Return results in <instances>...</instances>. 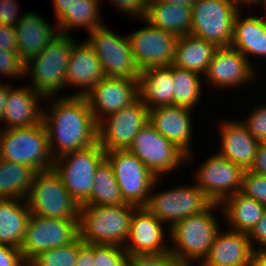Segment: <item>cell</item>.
I'll return each mask as SVG.
<instances>
[{
	"label": "cell",
	"instance_id": "7402d4cb",
	"mask_svg": "<svg viewBox=\"0 0 266 266\" xmlns=\"http://www.w3.org/2000/svg\"><path fill=\"white\" fill-rule=\"evenodd\" d=\"M44 101L45 98L29 85L25 84L21 87L12 85L8 90L2 128L13 129L41 124L42 107L46 104ZM43 102L44 104H42Z\"/></svg>",
	"mask_w": 266,
	"mask_h": 266
},
{
	"label": "cell",
	"instance_id": "8992f818",
	"mask_svg": "<svg viewBox=\"0 0 266 266\" xmlns=\"http://www.w3.org/2000/svg\"><path fill=\"white\" fill-rule=\"evenodd\" d=\"M25 200L33 215L79 220L80 205L67 191L53 168L36 172Z\"/></svg>",
	"mask_w": 266,
	"mask_h": 266
},
{
	"label": "cell",
	"instance_id": "836d02e7",
	"mask_svg": "<svg viewBox=\"0 0 266 266\" xmlns=\"http://www.w3.org/2000/svg\"><path fill=\"white\" fill-rule=\"evenodd\" d=\"M125 203L112 166L104 158L96 168L91 195L81 206H110Z\"/></svg>",
	"mask_w": 266,
	"mask_h": 266
},
{
	"label": "cell",
	"instance_id": "e0dca14e",
	"mask_svg": "<svg viewBox=\"0 0 266 266\" xmlns=\"http://www.w3.org/2000/svg\"><path fill=\"white\" fill-rule=\"evenodd\" d=\"M255 71L254 65L252 66L237 49L231 46L218 47L203 80L206 79L208 86L215 87V90L219 89V91L220 89L221 91L238 89V86L241 89V86L244 87L250 82L253 84L257 79Z\"/></svg>",
	"mask_w": 266,
	"mask_h": 266
},
{
	"label": "cell",
	"instance_id": "9a60e30c",
	"mask_svg": "<svg viewBox=\"0 0 266 266\" xmlns=\"http://www.w3.org/2000/svg\"><path fill=\"white\" fill-rule=\"evenodd\" d=\"M78 236V220L45 218L31 214L20 249L28 263L40 252L69 244Z\"/></svg>",
	"mask_w": 266,
	"mask_h": 266
},
{
	"label": "cell",
	"instance_id": "4fadbf2b",
	"mask_svg": "<svg viewBox=\"0 0 266 266\" xmlns=\"http://www.w3.org/2000/svg\"><path fill=\"white\" fill-rule=\"evenodd\" d=\"M244 172L243 168L215 152L195 168L193 181L212 203L221 204L241 191Z\"/></svg>",
	"mask_w": 266,
	"mask_h": 266
},
{
	"label": "cell",
	"instance_id": "816d5d0a",
	"mask_svg": "<svg viewBox=\"0 0 266 266\" xmlns=\"http://www.w3.org/2000/svg\"><path fill=\"white\" fill-rule=\"evenodd\" d=\"M251 266H266V250L253 252Z\"/></svg>",
	"mask_w": 266,
	"mask_h": 266
},
{
	"label": "cell",
	"instance_id": "484cf974",
	"mask_svg": "<svg viewBox=\"0 0 266 266\" xmlns=\"http://www.w3.org/2000/svg\"><path fill=\"white\" fill-rule=\"evenodd\" d=\"M241 10L234 20L231 47L240 51L250 62L255 58L266 59V15L251 14L242 18ZM242 18V19H241ZM251 56V57H250Z\"/></svg>",
	"mask_w": 266,
	"mask_h": 266
},
{
	"label": "cell",
	"instance_id": "3957f363",
	"mask_svg": "<svg viewBox=\"0 0 266 266\" xmlns=\"http://www.w3.org/2000/svg\"><path fill=\"white\" fill-rule=\"evenodd\" d=\"M73 36L60 33L25 64V77L31 82L27 84L44 98L62 97L59 94L65 88L67 64L77 43Z\"/></svg>",
	"mask_w": 266,
	"mask_h": 266
},
{
	"label": "cell",
	"instance_id": "2e32d148",
	"mask_svg": "<svg viewBox=\"0 0 266 266\" xmlns=\"http://www.w3.org/2000/svg\"><path fill=\"white\" fill-rule=\"evenodd\" d=\"M144 27L127 34L136 65L143 71L149 67L170 66L174 61L178 37L151 25L147 20Z\"/></svg>",
	"mask_w": 266,
	"mask_h": 266
},
{
	"label": "cell",
	"instance_id": "f546056e",
	"mask_svg": "<svg viewBox=\"0 0 266 266\" xmlns=\"http://www.w3.org/2000/svg\"><path fill=\"white\" fill-rule=\"evenodd\" d=\"M217 46L191 34L177 39L172 65L204 76Z\"/></svg>",
	"mask_w": 266,
	"mask_h": 266
},
{
	"label": "cell",
	"instance_id": "603a6c76",
	"mask_svg": "<svg viewBox=\"0 0 266 266\" xmlns=\"http://www.w3.org/2000/svg\"><path fill=\"white\" fill-rule=\"evenodd\" d=\"M101 62L86 40L75 44L67 64L65 87L79 88L66 96L84 97L104 78Z\"/></svg>",
	"mask_w": 266,
	"mask_h": 266
},
{
	"label": "cell",
	"instance_id": "4316f807",
	"mask_svg": "<svg viewBox=\"0 0 266 266\" xmlns=\"http://www.w3.org/2000/svg\"><path fill=\"white\" fill-rule=\"evenodd\" d=\"M221 217L226 227L249 234L266 211V206L237 192L221 203Z\"/></svg>",
	"mask_w": 266,
	"mask_h": 266
},
{
	"label": "cell",
	"instance_id": "d6986e66",
	"mask_svg": "<svg viewBox=\"0 0 266 266\" xmlns=\"http://www.w3.org/2000/svg\"><path fill=\"white\" fill-rule=\"evenodd\" d=\"M165 226L146 207H136L123 248L128 255L169 253L170 230Z\"/></svg>",
	"mask_w": 266,
	"mask_h": 266
},
{
	"label": "cell",
	"instance_id": "cb8c5ba5",
	"mask_svg": "<svg viewBox=\"0 0 266 266\" xmlns=\"http://www.w3.org/2000/svg\"><path fill=\"white\" fill-rule=\"evenodd\" d=\"M220 121L217 126L220 134V148L217 153L245 171L249 170L254 162L259 142L249 133L241 120L231 118Z\"/></svg>",
	"mask_w": 266,
	"mask_h": 266
},
{
	"label": "cell",
	"instance_id": "8d00e7d4",
	"mask_svg": "<svg viewBox=\"0 0 266 266\" xmlns=\"http://www.w3.org/2000/svg\"><path fill=\"white\" fill-rule=\"evenodd\" d=\"M128 260L123 247L94 244V266H128Z\"/></svg>",
	"mask_w": 266,
	"mask_h": 266
},
{
	"label": "cell",
	"instance_id": "f1b7e54d",
	"mask_svg": "<svg viewBox=\"0 0 266 266\" xmlns=\"http://www.w3.org/2000/svg\"><path fill=\"white\" fill-rule=\"evenodd\" d=\"M144 19L165 32L177 37L184 36L191 32L192 7L148 0Z\"/></svg>",
	"mask_w": 266,
	"mask_h": 266
},
{
	"label": "cell",
	"instance_id": "f5cc1de1",
	"mask_svg": "<svg viewBox=\"0 0 266 266\" xmlns=\"http://www.w3.org/2000/svg\"><path fill=\"white\" fill-rule=\"evenodd\" d=\"M158 1H162L164 3H171L175 5H188L192 7L194 2H196L197 0H158Z\"/></svg>",
	"mask_w": 266,
	"mask_h": 266
},
{
	"label": "cell",
	"instance_id": "ba28073f",
	"mask_svg": "<svg viewBox=\"0 0 266 266\" xmlns=\"http://www.w3.org/2000/svg\"><path fill=\"white\" fill-rule=\"evenodd\" d=\"M241 7L237 0H197L192 5L190 34L217 47L230 46L234 20Z\"/></svg>",
	"mask_w": 266,
	"mask_h": 266
},
{
	"label": "cell",
	"instance_id": "83f0119b",
	"mask_svg": "<svg viewBox=\"0 0 266 266\" xmlns=\"http://www.w3.org/2000/svg\"><path fill=\"white\" fill-rule=\"evenodd\" d=\"M173 83L172 64L146 68L140 74V98L149 110L160 106H172Z\"/></svg>",
	"mask_w": 266,
	"mask_h": 266
},
{
	"label": "cell",
	"instance_id": "e575fe53",
	"mask_svg": "<svg viewBox=\"0 0 266 266\" xmlns=\"http://www.w3.org/2000/svg\"><path fill=\"white\" fill-rule=\"evenodd\" d=\"M173 105L196 110V105L202 99L203 76L193 71L172 65ZM205 83V84H203Z\"/></svg>",
	"mask_w": 266,
	"mask_h": 266
},
{
	"label": "cell",
	"instance_id": "681fc988",
	"mask_svg": "<svg viewBox=\"0 0 266 266\" xmlns=\"http://www.w3.org/2000/svg\"><path fill=\"white\" fill-rule=\"evenodd\" d=\"M76 2V0H52V5L54 8V17L58 20L71 6Z\"/></svg>",
	"mask_w": 266,
	"mask_h": 266
},
{
	"label": "cell",
	"instance_id": "60d3db41",
	"mask_svg": "<svg viewBox=\"0 0 266 266\" xmlns=\"http://www.w3.org/2000/svg\"><path fill=\"white\" fill-rule=\"evenodd\" d=\"M24 78L25 63L21 60L18 52L3 50L0 48V77Z\"/></svg>",
	"mask_w": 266,
	"mask_h": 266
},
{
	"label": "cell",
	"instance_id": "5b68a950",
	"mask_svg": "<svg viewBox=\"0 0 266 266\" xmlns=\"http://www.w3.org/2000/svg\"><path fill=\"white\" fill-rule=\"evenodd\" d=\"M0 158L27 165L36 172L52 169L54 158L44 123L0 131Z\"/></svg>",
	"mask_w": 266,
	"mask_h": 266
},
{
	"label": "cell",
	"instance_id": "d6a6232c",
	"mask_svg": "<svg viewBox=\"0 0 266 266\" xmlns=\"http://www.w3.org/2000/svg\"><path fill=\"white\" fill-rule=\"evenodd\" d=\"M36 171L0 158V199H26Z\"/></svg>",
	"mask_w": 266,
	"mask_h": 266
},
{
	"label": "cell",
	"instance_id": "7a4b0ae2",
	"mask_svg": "<svg viewBox=\"0 0 266 266\" xmlns=\"http://www.w3.org/2000/svg\"><path fill=\"white\" fill-rule=\"evenodd\" d=\"M217 209L222 211L221 204L211 203L201 213L174 224L169 229V253L181 262L198 266L208 255L216 233L221 228V220L215 216Z\"/></svg>",
	"mask_w": 266,
	"mask_h": 266
},
{
	"label": "cell",
	"instance_id": "277c9868",
	"mask_svg": "<svg viewBox=\"0 0 266 266\" xmlns=\"http://www.w3.org/2000/svg\"><path fill=\"white\" fill-rule=\"evenodd\" d=\"M136 206H80L79 237L86 244L124 247L130 231V222Z\"/></svg>",
	"mask_w": 266,
	"mask_h": 266
},
{
	"label": "cell",
	"instance_id": "7c38bea8",
	"mask_svg": "<svg viewBox=\"0 0 266 266\" xmlns=\"http://www.w3.org/2000/svg\"><path fill=\"white\" fill-rule=\"evenodd\" d=\"M157 177L166 176L186 165V154L147 123L128 148Z\"/></svg>",
	"mask_w": 266,
	"mask_h": 266
},
{
	"label": "cell",
	"instance_id": "9c48e42d",
	"mask_svg": "<svg viewBox=\"0 0 266 266\" xmlns=\"http://www.w3.org/2000/svg\"><path fill=\"white\" fill-rule=\"evenodd\" d=\"M105 155V150L96 143L54 159L53 169L80 206L91 195L96 168Z\"/></svg>",
	"mask_w": 266,
	"mask_h": 266
},
{
	"label": "cell",
	"instance_id": "11a10c76",
	"mask_svg": "<svg viewBox=\"0 0 266 266\" xmlns=\"http://www.w3.org/2000/svg\"><path fill=\"white\" fill-rule=\"evenodd\" d=\"M254 7L264 8V10L266 11V0H259V2ZM264 14L266 15V12H264Z\"/></svg>",
	"mask_w": 266,
	"mask_h": 266
},
{
	"label": "cell",
	"instance_id": "b9f144b4",
	"mask_svg": "<svg viewBox=\"0 0 266 266\" xmlns=\"http://www.w3.org/2000/svg\"><path fill=\"white\" fill-rule=\"evenodd\" d=\"M102 2V0H100ZM104 1V0H103ZM111 5L120 11L135 19H143L146 16L148 0H108ZM122 11V12H121Z\"/></svg>",
	"mask_w": 266,
	"mask_h": 266
},
{
	"label": "cell",
	"instance_id": "ac0fdd59",
	"mask_svg": "<svg viewBox=\"0 0 266 266\" xmlns=\"http://www.w3.org/2000/svg\"><path fill=\"white\" fill-rule=\"evenodd\" d=\"M84 97L88 101L94 119L99 123L140 97L139 80L104 76Z\"/></svg>",
	"mask_w": 266,
	"mask_h": 266
},
{
	"label": "cell",
	"instance_id": "f35d334b",
	"mask_svg": "<svg viewBox=\"0 0 266 266\" xmlns=\"http://www.w3.org/2000/svg\"><path fill=\"white\" fill-rule=\"evenodd\" d=\"M254 109L241 120L248 128L249 133L259 142H266V104H257Z\"/></svg>",
	"mask_w": 266,
	"mask_h": 266
},
{
	"label": "cell",
	"instance_id": "c3c4849f",
	"mask_svg": "<svg viewBox=\"0 0 266 266\" xmlns=\"http://www.w3.org/2000/svg\"><path fill=\"white\" fill-rule=\"evenodd\" d=\"M249 171L266 176V142L258 144L255 159Z\"/></svg>",
	"mask_w": 266,
	"mask_h": 266
},
{
	"label": "cell",
	"instance_id": "8fae6325",
	"mask_svg": "<svg viewBox=\"0 0 266 266\" xmlns=\"http://www.w3.org/2000/svg\"><path fill=\"white\" fill-rule=\"evenodd\" d=\"M88 35L86 41L98 56L105 76L140 79L141 71L136 65L126 34H115L105 24Z\"/></svg>",
	"mask_w": 266,
	"mask_h": 266
},
{
	"label": "cell",
	"instance_id": "ab89813d",
	"mask_svg": "<svg viewBox=\"0 0 266 266\" xmlns=\"http://www.w3.org/2000/svg\"><path fill=\"white\" fill-rule=\"evenodd\" d=\"M128 266H193L173 257L170 253L129 255Z\"/></svg>",
	"mask_w": 266,
	"mask_h": 266
},
{
	"label": "cell",
	"instance_id": "db71d44e",
	"mask_svg": "<svg viewBox=\"0 0 266 266\" xmlns=\"http://www.w3.org/2000/svg\"><path fill=\"white\" fill-rule=\"evenodd\" d=\"M238 2H240L242 5H246L249 8H252V6L254 7L259 0H237Z\"/></svg>",
	"mask_w": 266,
	"mask_h": 266
},
{
	"label": "cell",
	"instance_id": "f6af8a7d",
	"mask_svg": "<svg viewBox=\"0 0 266 266\" xmlns=\"http://www.w3.org/2000/svg\"><path fill=\"white\" fill-rule=\"evenodd\" d=\"M248 235L254 251L266 250V211Z\"/></svg>",
	"mask_w": 266,
	"mask_h": 266
},
{
	"label": "cell",
	"instance_id": "ffe728a7",
	"mask_svg": "<svg viewBox=\"0 0 266 266\" xmlns=\"http://www.w3.org/2000/svg\"><path fill=\"white\" fill-rule=\"evenodd\" d=\"M193 110L179 106H160L149 110V122L155 130L181 149L186 162H194Z\"/></svg>",
	"mask_w": 266,
	"mask_h": 266
},
{
	"label": "cell",
	"instance_id": "f907efd6",
	"mask_svg": "<svg viewBox=\"0 0 266 266\" xmlns=\"http://www.w3.org/2000/svg\"><path fill=\"white\" fill-rule=\"evenodd\" d=\"M9 80H7V83L4 81H0V123L3 124V113L5 110V104H6V99L8 96V90L9 88L12 86V84H10L12 82L11 81L8 83Z\"/></svg>",
	"mask_w": 266,
	"mask_h": 266
},
{
	"label": "cell",
	"instance_id": "5bb4252c",
	"mask_svg": "<svg viewBox=\"0 0 266 266\" xmlns=\"http://www.w3.org/2000/svg\"><path fill=\"white\" fill-rule=\"evenodd\" d=\"M149 122V108L139 97L98 123V143L107 151L128 149L137 133Z\"/></svg>",
	"mask_w": 266,
	"mask_h": 266
},
{
	"label": "cell",
	"instance_id": "d4e9b609",
	"mask_svg": "<svg viewBox=\"0 0 266 266\" xmlns=\"http://www.w3.org/2000/svg\"><path fill=\"white\" fill-rule=\"evenodd\" d=\"M14 28L17 35V52L25 64L60 34L57 25L54 27L41 14L31 11L23 13Z\"/></svg>",
	"mask_w": 266,
	"mask_h": 266
},
{
	"label": "cell",
	"instance_id": "1f68e13d",
	"mask_svg": "<svg viewBox=\"0 0 266 266\" xmlns=\"http://www.w3.org/2000/svg\"><path fill=\"white\" fill-rule=\"evenodd\" d=\"M102 3L100 0H76V2L68 9L58 20L55 25L58 26L59 32L62 34H70L71 29L87 30V33L103 26L102 22Z\"/></svg>",
	"mask_w": 266,
	"mask_h": 266
},
{
	"label": "cell",
	"instance_id": "52a82bcc",
	"mask_svg": "<svg viewBox=\"0 0 266 266\" xmlns=\"http://www.w3.org/2000/svg\"><path fill=\"white\" fill-rule=\"evenodd\" d=\"M161 179L155 180L145 207L169 229L180 220L201 213L212 203L195 183L155 192L156 186L162 184Z\"/></svg>",
	"mask_w": 266,
	"mask_h": 266
},
{
	"label": "cell",
	"instance_id": "30bf717a",
	"mask_svg": "<svg viewBox=\"0 0 266 266\" xmlns=\"http://www.w3.org/2000/svg\"><path fill=\"white\" fill-rule=\"evenodd\" d=\"M105 158L112 166L123 200L145 207L157 177L128 149L107 151Z\"/></svg>",
	"mask_w": 266,
	"mask_h": 266
},
{
	"label": "cell",
	"instance_id": "6da1fadb",
	"mask_svg": "<svg viewBox=\"0 0 266 266\" xmlns=\"http://www.w3.org/2000/svg\"><path fill=\"white\" fill-rule=\"evenodd\" d=\"M48 101L43 105L42 122L54 159L98 143V123L85 97L45 98L44 102Z\"/></svg>",
	"mask_w": 266,
	"mask_h": 266
},
{
	"label": "cell",
	"instance_id": "74e56055",
	"mask_svg": "<svg viewBox=\"0 0 266 266\" xmlns=\"http://www.w3.org/2000/svg\"><path fill=\"white\" fill-rule=\"evenodd\" d=\"M240 192L266 206V176L246 170Z\"/></svg>",
	"mask_w": 266,
	"mask_h": 266
},
{
	"label": "cell",
	"instance_id": "ee69618b",
	"mask_svg": "<svg viewBox=\"0 0 266 266\" xmlns=\"http://www.w3.org/2000/svg\"><path fill=\"white\" fill-rule=\"evenodd\" d=\"M0 266H28L20 248L0 245Z\"/></svg>",
	"mask_w": 266,
	"mask_h": 266
},
{
	"label": "cell",
	"instance_id": "bcb514c9",
	"mask_svg": "<svg viewBox=\"0 0 266 266\" xmlns=\"http://www.w3.org/2000/svg\"><path fill=\"white\" fill-rule=\"evenodd\" d=\"M16 30L13 26L0 24V48L17 52Z\"/></svg>",
	"mask_w": 266,
	"mask_h": 266
},
{
	"label": "cell",
	"instance_id": "44dd1931",
	"mask_svg": "<svg viewBox=\"0 0 266 266\" xmlns=\"http://www.w3.org/2000/svg\"><path fill=\"white\" fill-rule=\"evenodd\" d=\"M253 252L247 233L225 230L221 225L208 255L198 266H251Z\"/></svg>",
	"mask_w": 266,
	"mask_h": 266
},
{
	"label": "cell",
	"instance_id": "4dcf8cb0",
	"mask_svg": "<svg viewBox=\"0 0 266 266\" xmlns=\"http://www.w3.org/2000/svg\"><path fill=\"white\" fill-rule=\"evenodd\" d=\"M30 215L25 199H0V245L20 248Z\"/></svg>",
	"mask_w": 266,
	"mask_h": 266
},
{
	"label": "cell",
	"instance_id": "7bdbcfd3",
	"mask_svg": "<svg viewBox=\"0 0 266 266\" xmlns=\"http://www.w3.org/2000/svg\"><path fill=\"white\" fill-rule=\"evenodd\" d=\"M22 16L16 0H0V24L14 27Z\"/></svg>",
	"mask_w": 266,
	"mask_h": 266
},
{
	"label": "cell",
	"instance_id": "7dc6e473",
	"mask_svg": "<svg viewBox=\"0 0 266 266\" xmlns=\"http://www.w3.org/2000/svg\"><path fill=\"white\" fill-rule=\"evenodd\" d=\"M75 266H94V244H86L79 237V250Z\"/></svg>",
	"mask_w": 266,
	"mask_h": 266
},
{
	"label": "cell",
	"instance_id": "d590c367",
	"mask_svg": "<svg viewBox=\"0 0 266 266\" xmlns=\"http://www.w3.org/2000/svg\"><path fill=\"white\" fill-rule=\"evenodd\" d=\"M79 250V236L71 243L42 251L34 256L28 266H75Z\"/></svg>",
	"mask_w": 266,
	"mask_h": 266
}]
</instances>
